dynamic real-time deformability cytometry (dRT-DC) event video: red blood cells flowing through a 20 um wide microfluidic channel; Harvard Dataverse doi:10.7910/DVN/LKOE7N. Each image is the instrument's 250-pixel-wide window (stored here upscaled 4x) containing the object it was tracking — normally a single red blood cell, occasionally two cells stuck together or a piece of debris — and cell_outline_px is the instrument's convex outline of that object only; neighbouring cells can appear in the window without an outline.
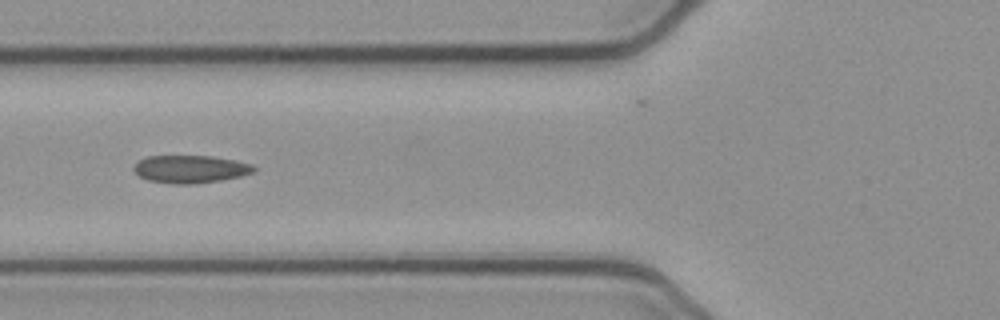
{"species": "common noctule bat (a hibernating species)", "species_latin": "Nyctalus noctula", "temperature_condition": "cold", "stored_images_in_passage": 11, "camera_frame_rate_fps": 3000, "um_per_image_px": 0.085, "animal": {"sex": "female", "body_mass_g": 21.9}, "frame": {"image": 1, "passage_image": 2, "time_ms": 0.333, "image_size_px": [1000, 320], "cell_outline_px": [[256, 172], [240, 176], [220, 180], [196, 184], [172, 184], [148, 180], [140, 176], [132, 168], [140, 160], [148, 156], [212, 156], [252, 164], [256, 168]], "centroid_in_image_um": [16.2, 14.38], "position_along_channel_um": 109.6, "area_um2": 19.31}}
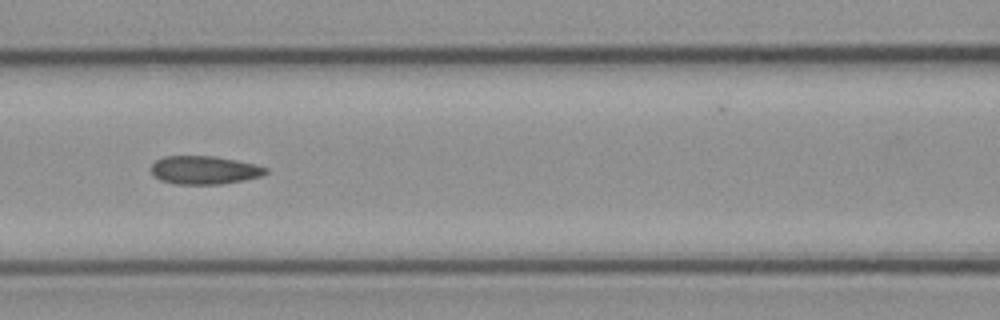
{"frame": {"image": 2, "passage_image": 5, "time_ms": 1.333, "image_size_px": [1000, 320], "cell_outline_px": [[268, 172], [260, 176], [244, 180], [220, 184], [172, 184], [160, 180], [152, 172], [152, 164], [156, 160], [164, 156], [216, 156], [256, 164], [268, 168]], "centroid_in_image_um": [17.38, 14.45], "position_along_channel_um": 149.2, "area_um2": 18.9}}